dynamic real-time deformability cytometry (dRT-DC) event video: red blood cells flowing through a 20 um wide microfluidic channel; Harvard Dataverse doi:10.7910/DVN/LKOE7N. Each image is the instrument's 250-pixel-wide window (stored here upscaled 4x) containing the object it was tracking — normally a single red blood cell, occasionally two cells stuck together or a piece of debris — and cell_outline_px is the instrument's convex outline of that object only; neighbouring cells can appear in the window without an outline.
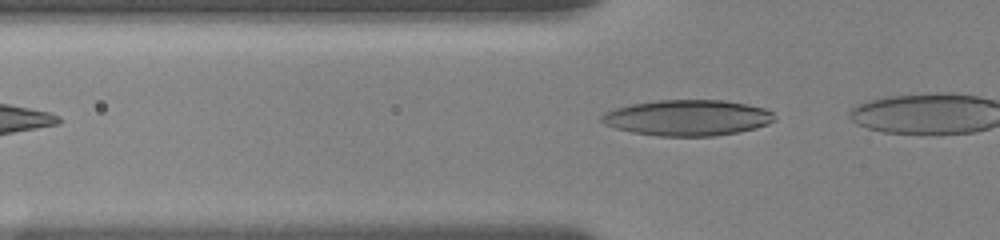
{"species": "human", "species_latin": "Homo sapiens", "temperature_condition": "room temperature", "stored_images_in_passage": 14, "camera_frame_rate_fps": 3000, "um_per_image_px": 0.085, "donor": {"sex": "female"}, "frame": {"image": 1, "passage_image": 5, "time_ms": 1.333, "image_size_px": [1000, 240], "cell_outline_px": [[776, 120], [768, 124], [756, 128], [740, 132], [712, 136], [656, 136], [632, 132], [616, 128], [604, 124], [600, 120], [600, 116], [604, 112], [616, 108], [632, 104], [656, 100], [724, 100], [748, 104], [764, 108], [772, 112], [776, 116]], "centroid_in_image_um": [58.46, 10.01], "position_along_channel_um": 67.3, "area_um2": 36.36}}
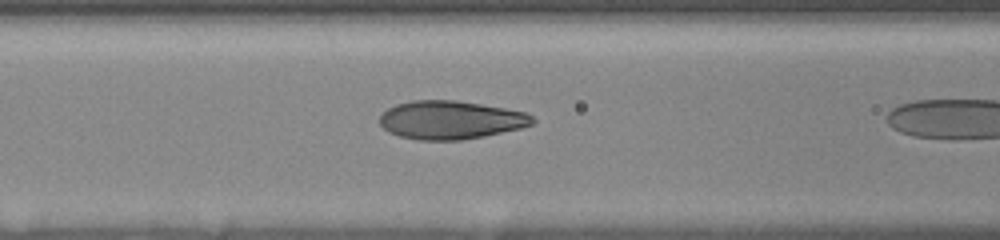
{"frame": {"image": 2, "passage_image": 12, "time_ms": 3.0, "image_size_px": [1000, 240], "cell_outline_px": [[536, 120], [532, 124], [520, 128], [484, 136], [460, 140], [416, 140], [400, 136], [388, 132], [380, 124], [380, 116], [388, 108], [396, 104], [412, 100], [456, 100], [504, 108], [524, 112], [532, 116]], "centroid_in_image_um": [38.28, 10.2], "position_along_channel_um": 128.3, "area_um2": 34.04}}